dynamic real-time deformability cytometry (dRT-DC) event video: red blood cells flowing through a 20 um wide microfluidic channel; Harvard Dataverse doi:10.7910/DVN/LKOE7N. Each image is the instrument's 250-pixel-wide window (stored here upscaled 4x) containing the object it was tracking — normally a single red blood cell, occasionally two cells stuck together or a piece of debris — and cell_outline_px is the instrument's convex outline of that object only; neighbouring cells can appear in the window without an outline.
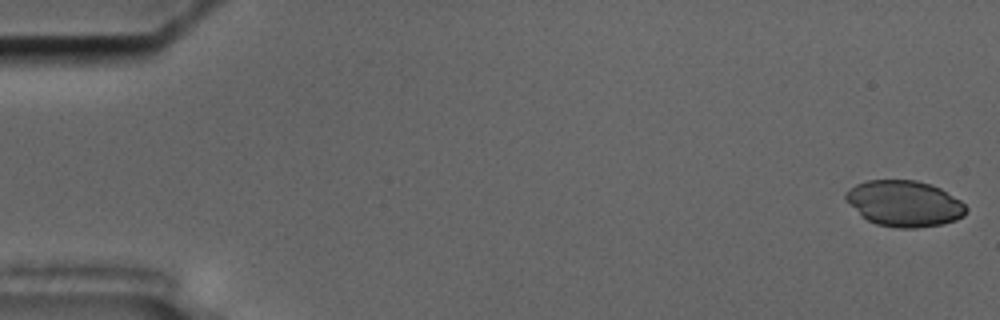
{"species": "common noctule bat (a hibernating species)", "species_latin": "Nyctalus noctula", "temperature_condition": "cold", "stored_images_in_passage": 57, "camera_frame_rate_fps": 3000, "um_per_image_px": 0.085, "animal": {"sex": "male", "body_mass_g": 17.5, "forearm_length_mm": 52.3}, "frame": {"image": 1, "passage_image": 1, "time_ms": 0.0, "image_size_px": [1000, 320], "cell_outline_px": [[968, 208], [964, 216], [956, 220], [944, 224], [916, 228], [900, 228], [876, 224], [868, 220], [844, 200], [844, 192], [848, 188], [856, 184], [868, 180], [916, 180], [940, 188], [960, 200]], "centroid_in_image_um": [76.86, 17.3], "position_along_channel_um": 8.1, "area_um2": 32.31}}
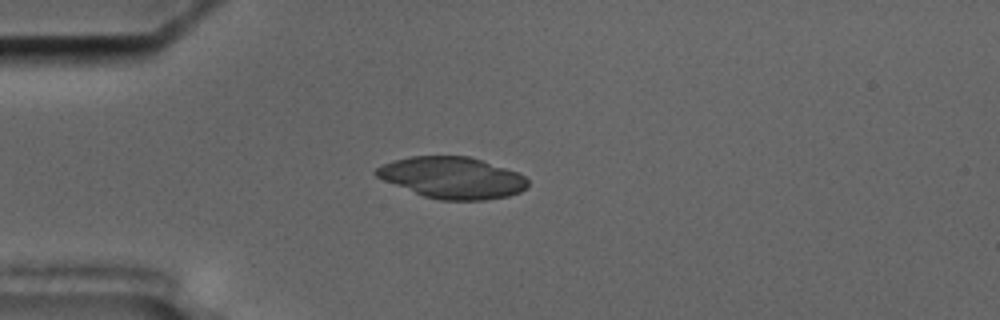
{"frame": {"image": 2, "passage_image": 15, "time_ms": 4.667, "image_size_px": [1000, 320], "cell_outline_px": [[528, 184], [520, 192], [508, 196], [484, 200], [440, 200], [424, 196], [384, 180], [376, 176], [372, 172], [376, 168], [392, 160], [412, 156], [468, 156], [516, 172], [524, 176], [528, 180]], "centroid_in_image_um": [38.42, 15.1], "position_along_channel_um": 46.6, "area_um2": 36.24}}